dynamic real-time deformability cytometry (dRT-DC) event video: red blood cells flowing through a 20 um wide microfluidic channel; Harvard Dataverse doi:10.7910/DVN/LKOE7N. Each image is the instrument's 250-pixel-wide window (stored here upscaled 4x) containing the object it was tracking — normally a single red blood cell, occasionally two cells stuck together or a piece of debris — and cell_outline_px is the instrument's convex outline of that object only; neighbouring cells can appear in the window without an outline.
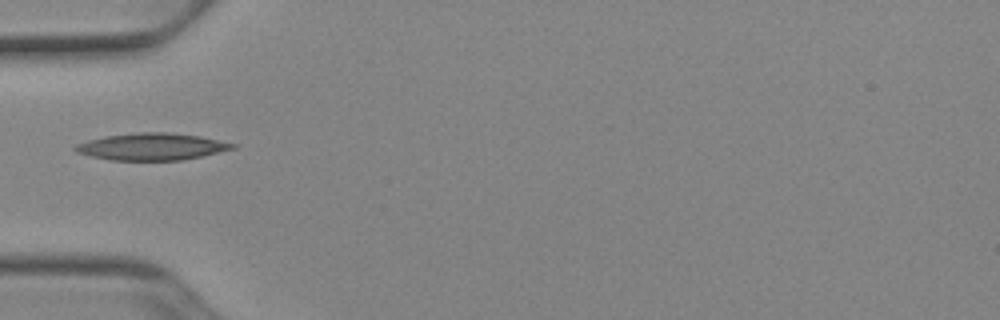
{"species": "Egyptian fruit bat (a non-hibernating species)", "species_latin": "Rousettus aegyptiacus", "temperature_condition": "cold", "stored_images_in_passage": 35, "camera_frame_rate_fps": 3000, "um_per_image_px": 0.085, "animal": {"sex": "female"}, "frame": {"image": 1, "passage_image": 1, "time_ms": 0.0, "image_size_px": [1000, 320], "cell_outline_px": [[236, 148], [184, 160], [108, 160], [76, 152], [72, 148], [76, 144], [88, 140], [104, 136], [140, 132], [168, 132], [200, 136], [236, 144]], "centroid_in_image_um": [12.88, 12.46], "position_along_channel_um": 72.1, "area_um2": 24.68}}
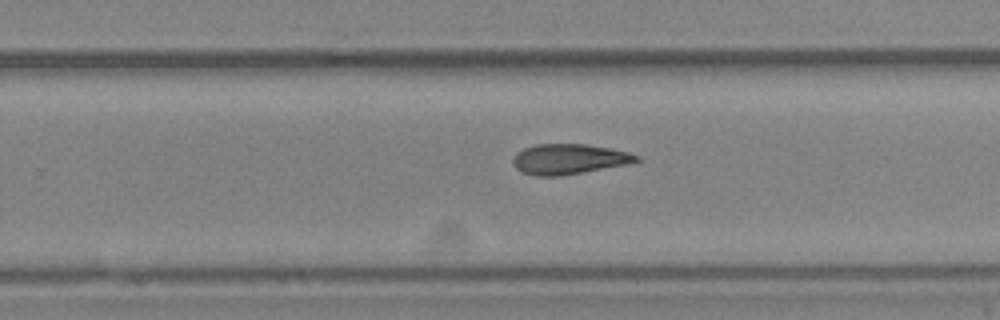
{"frame": {"image": 2, "passage_image": 17, "time_ms": 5.333, "image_size_px": [1000, 320], "cell_outline_px": [[640, 160], [624, 164], [560, 176], [536, 176], [524, 172], [516, 168], [512, 164], [512, 160], [516, 152], [524, 148], [536, 144], [584, 144], [612, 148], [628, 152], [640, 156]], "centroid_in_image_um": [48.32, 13.51], "position_along_channel_um": 281.5, "area_um2": 21.56}}
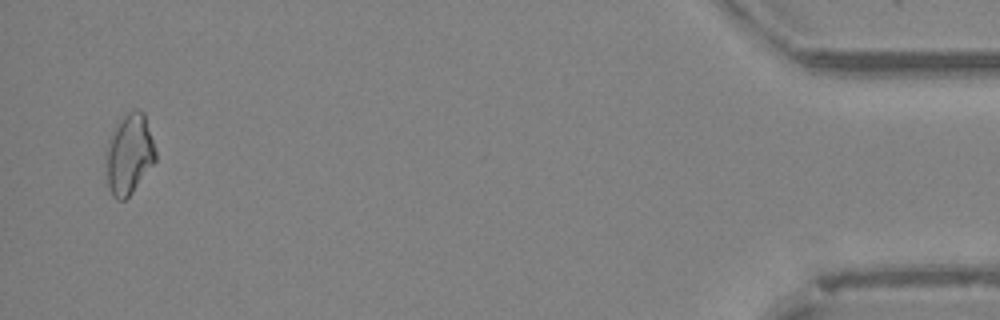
{"frame": {"image": 3, "passage_image": 34, "time_ms": 11.0, "image_size_px": [1000, 320], "cell_outline_px": [[156, 160], [132, 192], [124, 200], [116, 200], [112, 196], [108, 188], [104, 156], [108, 140], [116, 124], [128, 112], [136, 108], [144, 112], [156, 152]], "centroid_in_image_um": [10.95, 13.11], "position_along_channel_um": 424.3, "area_um2": 23.35}}